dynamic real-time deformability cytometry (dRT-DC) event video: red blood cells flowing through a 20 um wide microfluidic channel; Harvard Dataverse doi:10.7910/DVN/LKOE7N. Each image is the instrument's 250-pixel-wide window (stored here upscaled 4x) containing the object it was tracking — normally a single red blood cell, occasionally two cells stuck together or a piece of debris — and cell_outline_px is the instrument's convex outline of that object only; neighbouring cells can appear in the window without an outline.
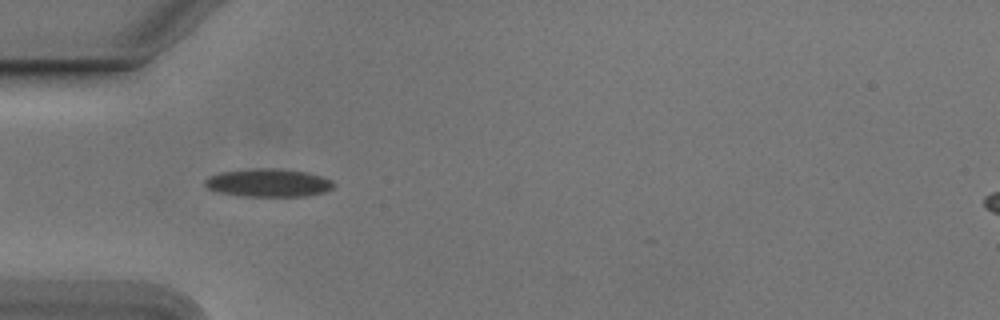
{"species": "Egyptian fruit bat (a non-hibernating species)", "species_latin": "Rousettus aegyptiacus", "temperature_condition": "cold", "stored_images_in_passage": 34, "camera_frame_rate_fps": 3000, "um_per_image_px": 0.085, "animal": {"sex": "male"}, "frame": {"image": 1, "passage_image": 4, "time_ms": 1.0, "image_size_px": [1000, 320], "cell_outline_px": [[336, 184], [332, 188], [324, 192], [304, 196], [244, 196], [220, 192], [208, 188], [204, 184], [204, 180], [220, 172], [256, 168], [272, 168], [304, 172], [320, 176], [332, 180]], "centroid_in_image_um": [22.82, 15.54], "position_along_channel_um": 62.2, "area_um2": 20.75}}
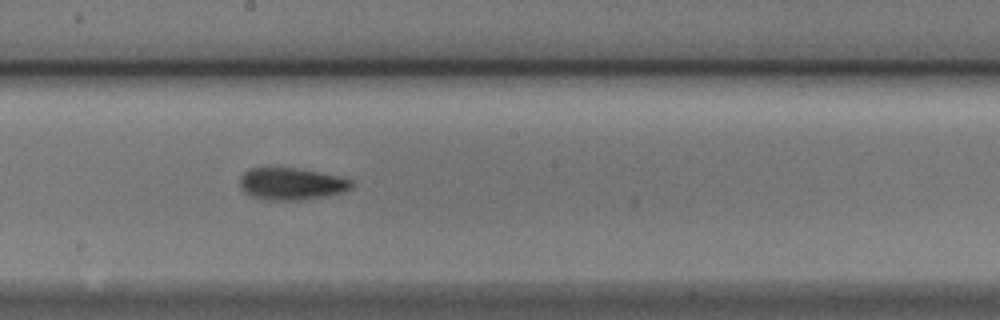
{"frame": {"image": 2, "passage_image": 17, "time_ms": 5.333, "image_size_px": [1000, 320], "cell_outline_px": [[352, 188], [344, 192], [324, 196], [300, 200], [264, 200], [252, 196], [244, 192], [240, 188], [240, 176], [244, 172], [252, 168], [292, 168], [316, 172], [336, 176], [352, 180]], "centroid_in_image_um": [24.73, 15.64], "position_along_channel_um": 223.5, "area_um2": 20.63}}
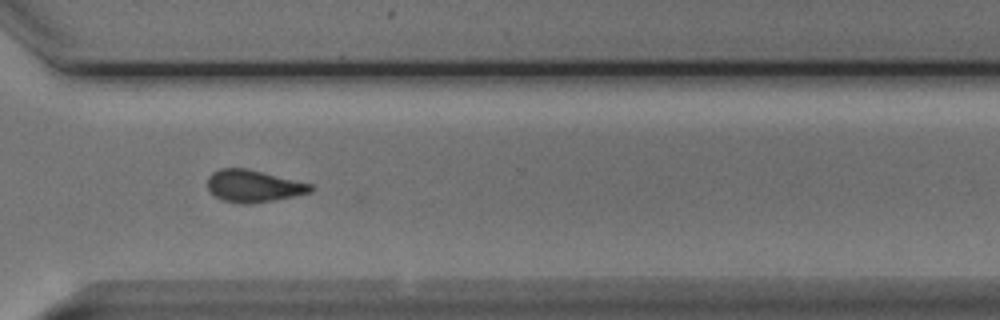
{"frame": {"image": 3, "passage_image": 27, "time_ms": 8.667, "image_size_px": [1000, 320], "cell_outline_px": [[312, 192], [296, 196], [252, 204], [240, 204], [224, 200], [216, 196], [208, 188], [208, 176], [212, 172], [220, 168], [244, 168], [312, 184]], "centroid_in_image_um": [21.54, 15.82], "position_along_channel_um": 349.1, "area_um2": 19.13}, "authors_computed_cell_mechanics": {"area_um2": 19.9121, "velocity_mm_per_s": 3.7733, "shape_relaxation_time_tau1_ms": 3.4134, "shape_relaxation_time_tau2_ms": 2.0493, "deformation_change_tau1": 0.1218, "deformation_change_tau2": 0.0902}}